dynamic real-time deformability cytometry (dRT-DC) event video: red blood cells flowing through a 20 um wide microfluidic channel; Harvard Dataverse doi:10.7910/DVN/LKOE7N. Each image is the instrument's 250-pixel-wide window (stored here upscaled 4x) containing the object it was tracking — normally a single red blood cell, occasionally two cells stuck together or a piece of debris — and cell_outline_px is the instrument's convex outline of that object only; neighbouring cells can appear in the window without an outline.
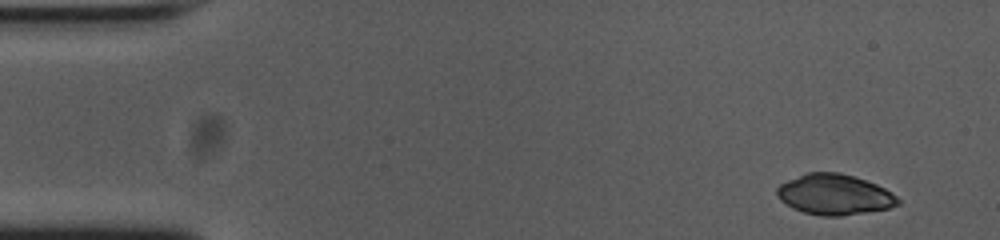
{"species": "common noctule bat (a hibernating species)", "species_latin": "Nyctalus noctula", "temperature_condition": "cold", "stored_images_in_passage": 51, "camera_frame_rate_fps": 3000, "um_per_image_px": 0.085, "animal": {"sex": "female", "body_mass_g": 23.0, "forearm_length_mm": 53.4}, "frame": {"image": 1, "passage_image": 1, "time_ms": 0.0, "image_size_px": [1000, 240], "cell_outline_px": [[900, 204], [888, 208], [840, 216], [820, 216], [804, 212], [792, 208], [780, 200], [776, 192], [776, 188], [780, 184], [788, 180], [808, 172], [840, 172], [876, 184], [892, 192], [900, 200]], "centroid_in_image_um": [70.91, 16.53], "position_along_channel_um": 14.1, "area_um2": 28.44}}
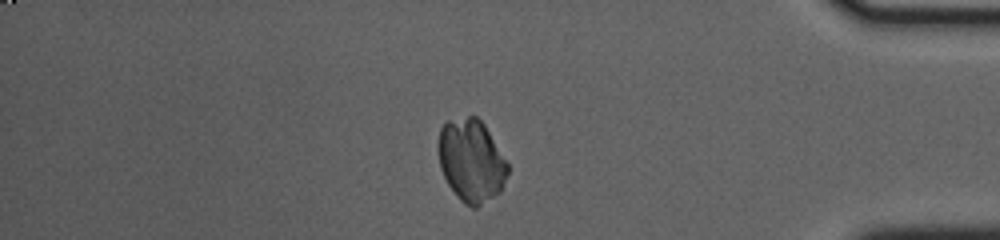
{"frame": {"image": 2, "passage_image": 43, "time_ms": 14.0, "image_size_px": [1000, 240], "cell_outline_px": [[508, 172], [500, 192], [476, 208], [472, 208], [464, 204], [456, 196], [448, 184], [440, 168], [440, 128], [448, 120], [468, 116], [476, 116], [484, 124], [508, 164]], "centroid_in_image_um": [40.07, 13.68], "position_along_channel_um": 395.1, "area_um2": 33.0}}